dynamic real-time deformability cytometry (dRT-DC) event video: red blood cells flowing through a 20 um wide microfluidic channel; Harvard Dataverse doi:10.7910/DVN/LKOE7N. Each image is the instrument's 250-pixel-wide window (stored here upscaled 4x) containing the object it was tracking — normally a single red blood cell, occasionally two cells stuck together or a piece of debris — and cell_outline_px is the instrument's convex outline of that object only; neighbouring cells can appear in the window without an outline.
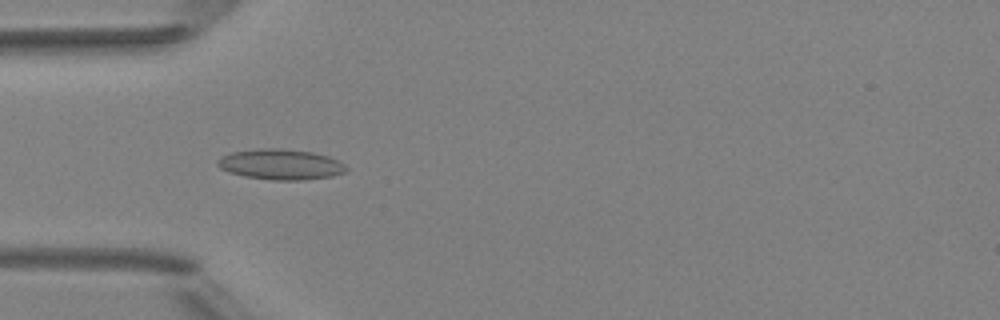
{"species": "Egyptian fruit bat (a non-hibernating species)", "species_latin": "Rousettus aegyptiacus", "temperature_condition": "room temperature", "stored_images_in_passage": 49, "camera_frame_rate_fps": 3000, "um_per_image_px": 0.085, "animal": {"sex": "female"}, "frame": {"image": 1, "passage_image": 15, "time_ms": 4.667, "image_size_px": [1000, 320], "cell_outline_px": [[348, 168], [344, 172], [332, 176], [300, 180], [272, 180], [244, 176], [228, 172], [220, 168], [216, 164], [216, 160], [220, 156], [232, 152], [260, 148], [280, 148], [312, 152], [328, 156], [344, 164]], "centroid_in_image_um": [23.81, 13.97], "position_along_channel_um": 61.2, "area_um2": 22.89}}
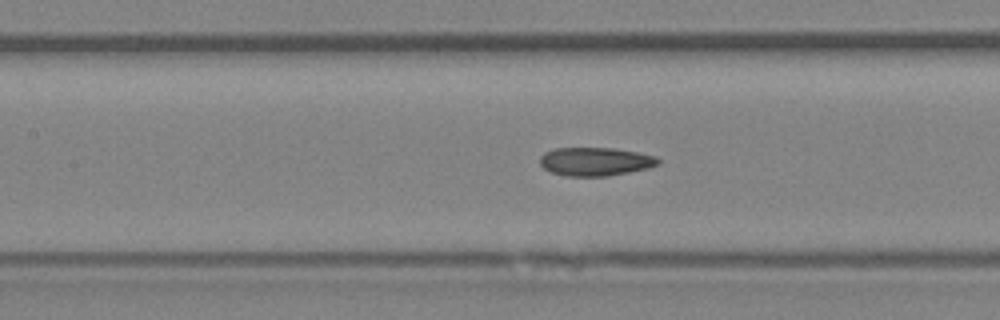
{"frame": {"image": 2, "passage_image": 22, "time_ms": 7.0, "image_size_px": [1000, 320], "cell_outline_px": [[660, 164], [648, 168], [608, 176], [568, 176], [552, 172], [544, 168], [540, 164], [540, 156], [544, 152], [556, 148], [612, 148], [636, 152], [656, 156], [660, 160]], "centroid_in_image_um": [50.61, 13.73], "position_along_channel_um": 156.8, "area_um2": 19.54}}
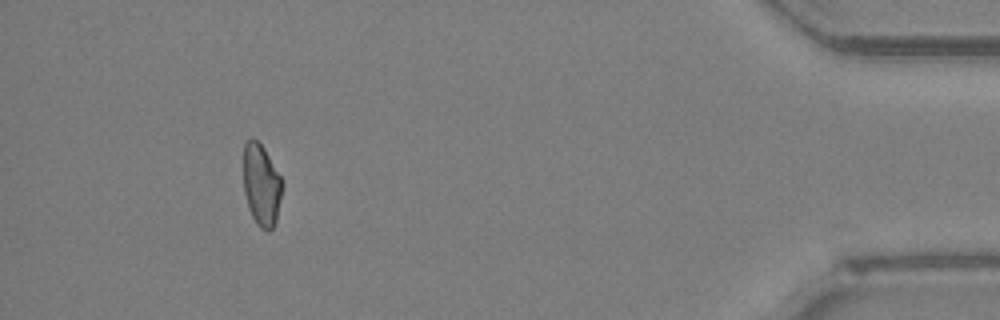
{"frame": {"image": 3, "passage_image": 45, "time_ms": 14.667, "image_size_px": [1000, 320], "cell_outline_px": [[284, 184], [276, 220], [272, 228], [268, 232], [260, 228], [256, 224], [248, 208], [244, 192], [244, 144], [252, 136], [264, 148], [280, 176]], "centroid_in_image_um": [22.22, 15.74], "position_along_channel_um": 413.0, "area_um2": 18.55}, "authors_computed_cell_mechanics": {"area_um2": 19.363, "velocity_mm_per_s": 4.1874, "shape_relaxation_time_tau1_ms": null, "shape_relaxation_time_tau2_ms": 4.2804, "deformation_change_tau1": null, "deformation_change_tau2": 0.1187}}